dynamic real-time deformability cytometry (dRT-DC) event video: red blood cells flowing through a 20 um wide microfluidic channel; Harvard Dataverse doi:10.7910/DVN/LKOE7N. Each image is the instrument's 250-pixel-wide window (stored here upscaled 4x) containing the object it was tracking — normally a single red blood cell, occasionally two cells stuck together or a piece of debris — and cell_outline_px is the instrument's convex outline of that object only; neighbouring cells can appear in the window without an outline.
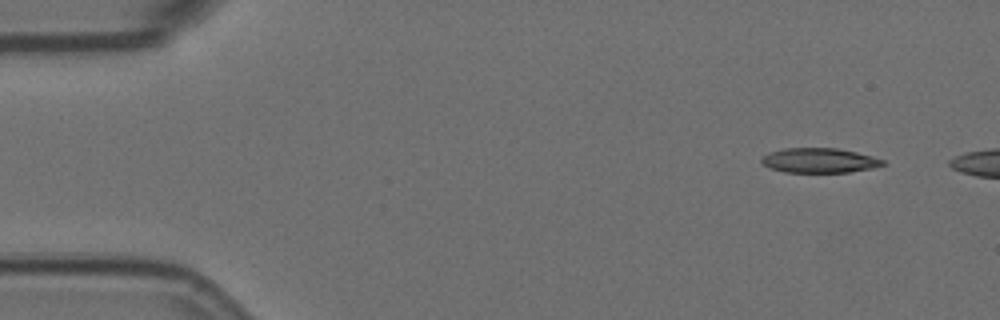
{"species": "Egyptian fruit bat (a non-hibernating species)", "species_latin": "Rousettus aegyptiacus", "temperature_condition": "room temperature", "stored_images_in_passage": 5, "camera_frame_rate_fps": 3000, "um_per_image_px": 0.085, "animal": {"sex": "female"}, "frame": {"image": 1, "passage_image": 1, "time_ms": 0.0, "image_size_px": [1000, 320], "cell_outline_px": [[888, 164], [872, 168], [848, 172], [784, 172], [768, 168], [760, 160], [768, 152], [784, 148], [836, 148], [856, 152], [872, 156], [884, 160]], "centroid_in_image_um": [69.64, 13.64], "position_along_channel_um": 15.4, "area_um2": 17.51}}